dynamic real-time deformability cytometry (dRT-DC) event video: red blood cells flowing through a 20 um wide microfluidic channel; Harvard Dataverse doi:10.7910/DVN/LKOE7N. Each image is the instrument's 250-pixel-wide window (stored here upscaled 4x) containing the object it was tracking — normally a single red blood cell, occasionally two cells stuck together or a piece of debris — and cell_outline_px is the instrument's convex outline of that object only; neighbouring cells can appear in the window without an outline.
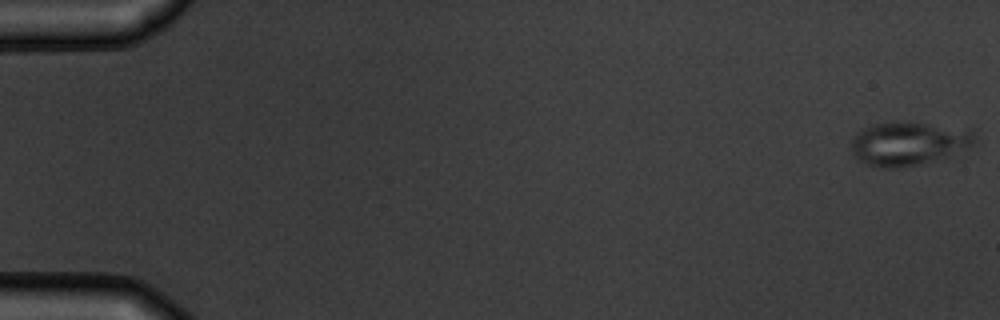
{"species": "common noctule bat (a hibernating species)", "species_latin": "Nyctalus noctula", "temperature_condition": "warm", "stored_images_in_passage": 4, "camera_frame_rate_fps": 3000, "um_per_image_px": 0.085, "animal": {"sex": "male", "body_mass_g": 19.5, "forearm_length_mm": 54.6}, "frame": {"image": 1, "passage_image": 1, "time_ms": 0.0, "image_size_px": [1000, 320], "cell_outline_px": [[976, 136], [972, 144], [964, 156], [900, 168], [884, 168], [868, 164], [856, 160], [852, 152], [852, 140], [864, 128], [872, 124], [904, 120], [968, 128]], "centroid_in_image_um": [77.36, 12.21], "position_along_channel_um": 7.6, "area_um2": 32.71}}